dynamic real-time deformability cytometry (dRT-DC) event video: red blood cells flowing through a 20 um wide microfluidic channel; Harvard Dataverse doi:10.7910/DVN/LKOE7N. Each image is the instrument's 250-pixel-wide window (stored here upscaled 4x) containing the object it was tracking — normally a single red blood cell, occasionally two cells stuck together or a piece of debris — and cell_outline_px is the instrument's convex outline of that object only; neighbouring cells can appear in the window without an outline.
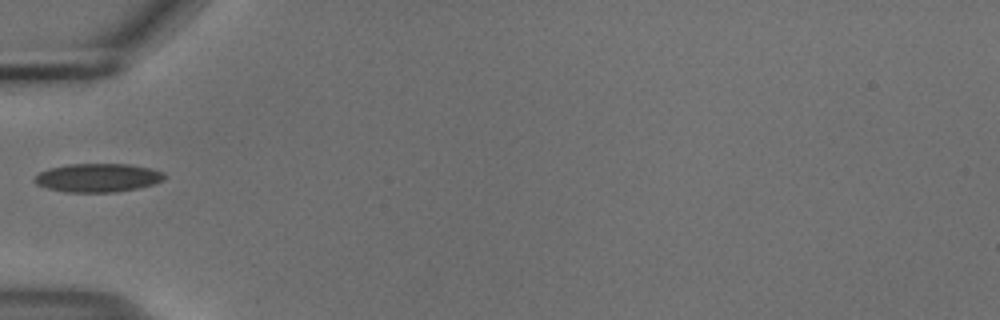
{"species": "common noctule bat (a hibernating species)", "species_latin": "Nyctalus noctula", "temperature_condition": "cold", "stored_images_in_passage": 37, "camera_frame_rate_fps": 3000, "um_per_image_px": 0.085, "animal": {"sex": "male", "body_mass_g": 18.8}, "frame": {"image": 1, "passage_image": 1, "time_ms": 0.0, "image_size_px": [1000, 320], "cell_outline_px": [[164, 180], [140, 188], [112, 192], [64, 192], [48, 188], [36, 184], [32, 180], [40, 172], [48, 168], [68, 164], [132, 164], [152, 168], [164, 172]], "centroid_in_image_um": [8.32, 15.1], "position_along_channel_um": 76.7, "area_um2": 21.73}}
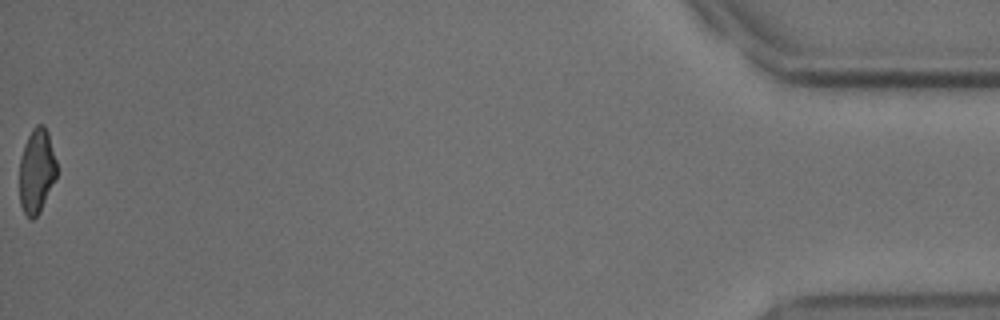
{"frame": {"image": 2, "passage_image": 37, "time_ms": 12.0, "image_size_px": [1000, 320], "cell_outline_px": [[56, 176], [40, 212], [32, 220], [24, 212], [20, 204], [20, 160], [24, 144], [32, 128], [36, 124], [44, 124], [48, 132], [56, 160]], "centroid_in_image_um": [3.11, 14.5], "position_along_channel_um": 432.1, "area_um2": 18.21}, "authors_computed_cell_mechanics": {"area_um2": 20.4612, "velocity_mm_per_s": 3.7063, "shape_relaxation_time_tau1_ms": 4.6878, "shape_relaxation_time_tau2_ms": 2.2629, "deformation_change_tau1": 0.1172, "deformation_change_tau2": 0.0768}}